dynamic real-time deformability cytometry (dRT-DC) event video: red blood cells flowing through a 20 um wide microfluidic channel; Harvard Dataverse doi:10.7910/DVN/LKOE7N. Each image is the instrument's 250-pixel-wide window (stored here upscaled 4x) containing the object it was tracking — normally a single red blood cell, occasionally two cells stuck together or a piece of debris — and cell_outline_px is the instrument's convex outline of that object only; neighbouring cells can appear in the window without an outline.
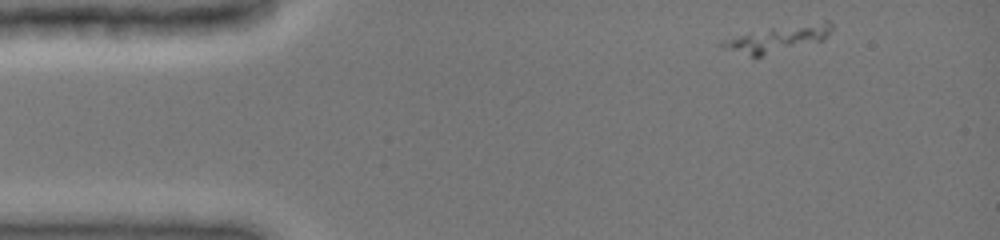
{"species": "common noctule bat (a hibernating species)", "species_latin": "Nyctalus noctula", "temperature_condition": "cold", "stored_images_in_passage": 39, "camera_frame_rate_fps": 3000, "um_per_image_px": 0.085, "animal": {"sex": "female", "body_mass_g": 19.0, "forearm_length_mm": 51.5}, "frame": {"image": 1, "passage_image": 1, "time_ms": 0.0, "image_size_px": [1000, 240], "cell_outline_px": [[832, 28], [828, 36], [824, 40], [760, 56], [752, 56], [720, 44], [720, 40], [768, 28], [824, 20], [828, 20], [832, 24]], "centroid_in_image_um": [66.23, 3.24], "position_along_channel_um": 18.8, "area_um2": 16.3}}
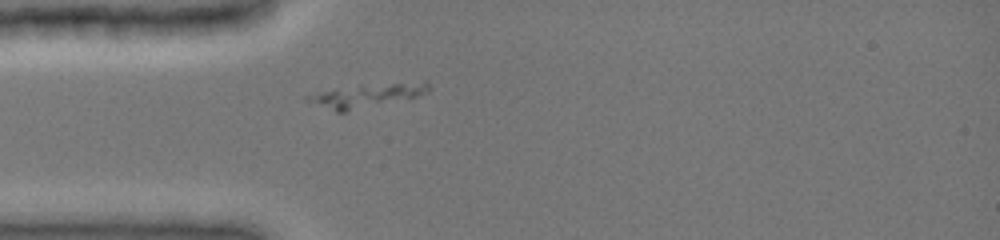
{"frame": {"image": 2, "passage_image": 13, "time_ms": 2.667, "image_size_px": [1000, 240], "cell_outline_px": [[428, 92], [416, 96], [344, 112], [336, 112], [304, 100], [304, 96], [324, 92], [424, 80], [428, 80]], "centroid_in_image_um": [31.22, 8.15], "position_along_channel_um": 53.8, "area_um2": 15.2}}